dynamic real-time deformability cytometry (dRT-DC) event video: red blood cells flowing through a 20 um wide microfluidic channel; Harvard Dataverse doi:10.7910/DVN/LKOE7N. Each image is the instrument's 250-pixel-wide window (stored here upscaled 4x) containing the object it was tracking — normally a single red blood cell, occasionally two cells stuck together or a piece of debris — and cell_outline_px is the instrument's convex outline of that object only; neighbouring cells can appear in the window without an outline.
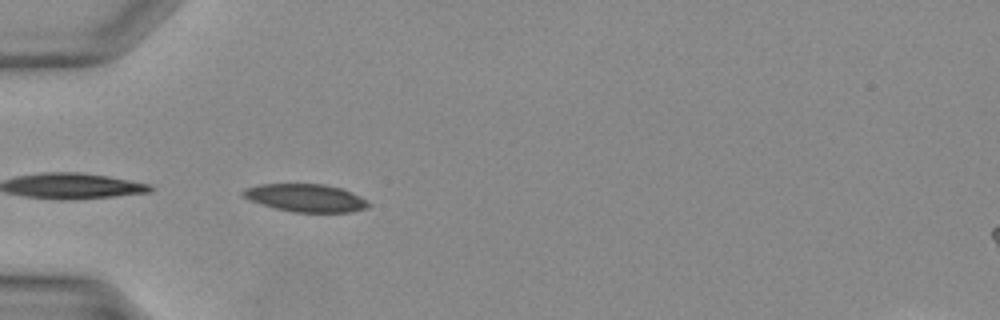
{"species": "Egyptian fruit bat (a non-hibernating species)", "species_latin": "Rousettus aegyptiacus", "temperature_condition": "warm", "stored_images_in_passage": 7, "camera_frame_rate_fps": 3000, "um_per_image_px": 0.085, "animal": {"sex": "female"}, "frame": {"image": 1, "passage_image": 2, "time_ms": 0.333, "image_size_px": [1000, 320], "cell_outline_px": [[368, 208], [352, 212], [292, 212], [276, 208], [252, 200], [244, 196], [240, 192], [244, 188], [260, 184], [324, 184], [340, 188], [360, 196], [368, 200]], "centroid_in_image_um": [26.01, 16.82], "position_along_channel_um": 59.0, "area_um2": 20.11}}